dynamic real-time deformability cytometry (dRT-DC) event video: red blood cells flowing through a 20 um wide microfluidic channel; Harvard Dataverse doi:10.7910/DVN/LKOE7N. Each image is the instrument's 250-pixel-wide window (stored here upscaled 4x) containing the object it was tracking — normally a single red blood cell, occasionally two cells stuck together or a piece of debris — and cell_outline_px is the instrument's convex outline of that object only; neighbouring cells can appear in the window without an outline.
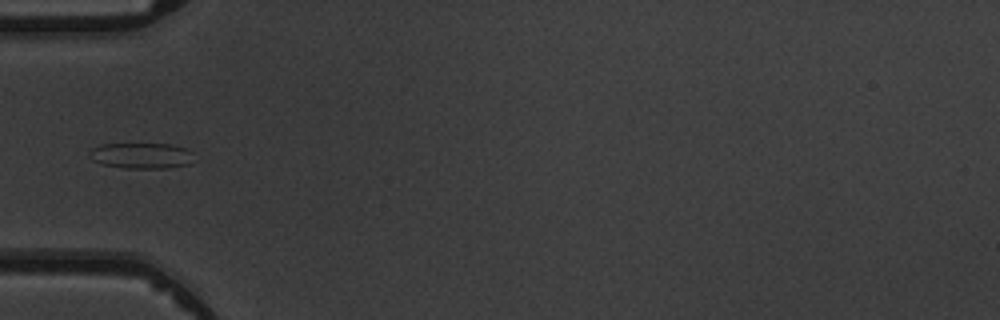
{"species": "common noctule bat (a hibernating species)", "species_latin": "Nyctalus noctula", "temperature_condition": "warm", "stored_images_in_passage": 6, "camera_frame_rate_fps": 3000, "um_per_image_px": 0.085, "animal": {"sex": "male", "body_mass_g": 19.5, "forearm_length_mm": 54.6}, "frame": {"image": 1, "passage_image": 5, "time_ms": 4.667, "image_size_px": [1000, 320], "cell_outline_px": [[192, 152], [188, 164], [168, 168], [124, 168], [100, 164], [92, 160], [88, 156], [92, 148], [100, 144], [168, 144], [184, 148]], "centroid_in_image_um": [11.93, 13.23], "position_along_channel_um": 73.1, "area_um2": 15.55}}
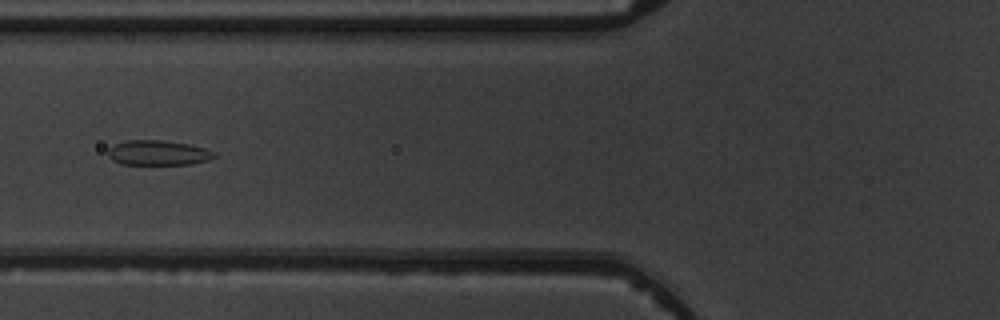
{"frame": {"image": 2, "passage_image": 6, "time_ms": 5.667, "image_size_px": [1000, 320], "cell_outline_px": [[216, 156], [208, 160], [192, 164], [120, 164], [112, 160], [108, 156], [108, 148], [124, 140], [160, 140], [188, 144], [204, 148], [216, 152]], "centroid_in_image_um": [13.42, 12.99], "position_along_channel_um": 112.4, "area_um2": 15.43}}